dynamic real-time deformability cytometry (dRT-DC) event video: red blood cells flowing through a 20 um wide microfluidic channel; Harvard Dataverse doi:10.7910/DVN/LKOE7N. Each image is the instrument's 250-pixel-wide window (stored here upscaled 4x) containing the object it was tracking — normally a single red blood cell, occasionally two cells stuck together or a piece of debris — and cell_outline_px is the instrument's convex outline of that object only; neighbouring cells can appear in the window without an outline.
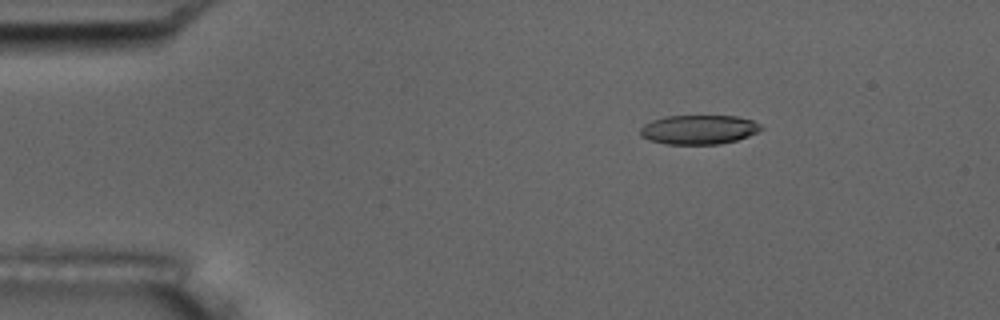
{"species": "common noctule bat (a hibernating species)", "species_latin": "Nyctalus noctula", "temperature_condition": "room temperature", "stored_images_in_passage": 6, "camera_frame_rate_fps": 3000, "um_per_image_px": 0.085, "animal": {"sex": "male", "body_mass_g": 17.5, "forearm_length_mm": 52.3}, "frame": {"image": 1, "passage_image": 3, "time_ms": 2.333, "image_size_px": [1000, 320], "cell_outline_px": [[764, 128], [748, 136], [736, 140], [720, 144], [664, 144], [648, 140], [640, 136], [640, 128], [644, 124], [652, 120], [664, 116], [736, 116], [752, 120], [760, 124]], "centroid_in_image_um": [59.36, 11.02], "position_along_channel_um": 25.6, "area_um2": 20.69}}